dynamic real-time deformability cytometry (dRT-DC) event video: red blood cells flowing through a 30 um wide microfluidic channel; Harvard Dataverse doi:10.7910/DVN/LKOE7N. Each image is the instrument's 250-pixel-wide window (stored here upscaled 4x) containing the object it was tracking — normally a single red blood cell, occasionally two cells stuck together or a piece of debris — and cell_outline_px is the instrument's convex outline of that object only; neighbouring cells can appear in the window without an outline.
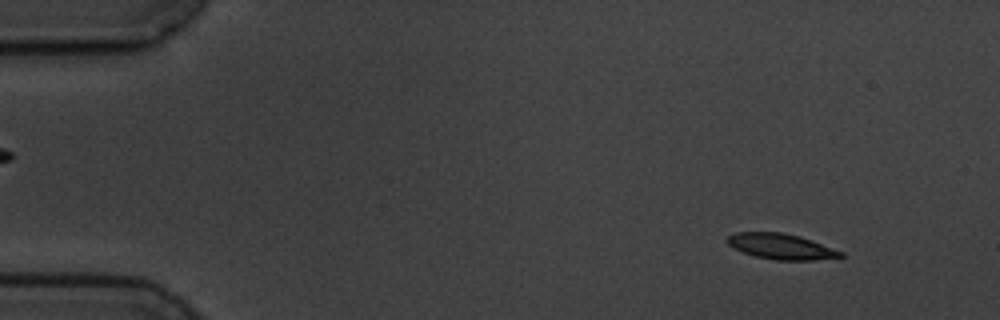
{"species": "common noctule bat (a hibernating species)", "species_latin": "Nyctalus noctula", "temperature_condition": "cold", "stored_images_in_passage": 4, "camera_frame_rate_fps": 3000, "um_per_image_px": 0.085, "animal": {"sex": "male", "body_mass_g": 19.5, "forearm_length_mm": 54.6}, "frame": {"image": 1, "passage_image": 2, "time_ms": 1.0, "image_size_px": [1000, 320], "cell_outline_px": [[844, 256], [812, 260], [776, 260], [756, 256], [732, 248], [724, 240], [728, 236], [736, 232], [780, 232], [800, 236], [844, 252]], "centroid_in_image_um": [66.36, 20.94], "position_along_channel_um": 18.6, "area_um2": 16.82}}
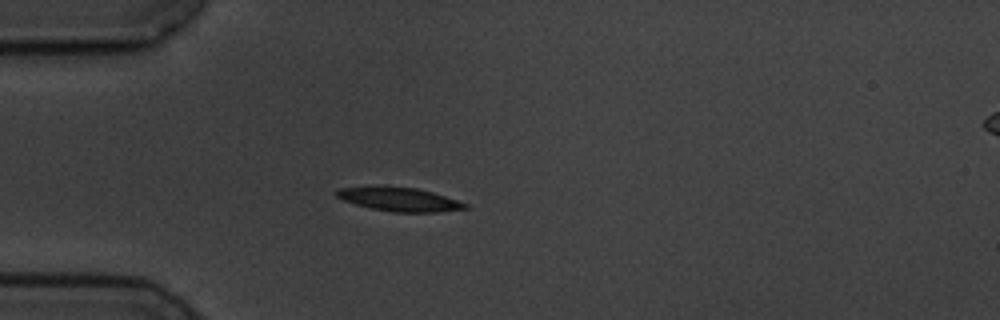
{"frame": {"image": 2, "passage_image": 4, "time_ms": 4.333, "image_size_px": [1000, 320], "cell_outline_px": [[468, 208], [436, 212], [392, 212], [372, 208], [356, 204], [344, 200], [336, 196], [332, 192], [340, 188], [372, 184], [384, 184], [416, 188], [432, 192], [468, 204]], "centroid_in_image_um": [33.84, 16.89], "position_along_channel_um": 51.2, "area_um2": 18.26}}